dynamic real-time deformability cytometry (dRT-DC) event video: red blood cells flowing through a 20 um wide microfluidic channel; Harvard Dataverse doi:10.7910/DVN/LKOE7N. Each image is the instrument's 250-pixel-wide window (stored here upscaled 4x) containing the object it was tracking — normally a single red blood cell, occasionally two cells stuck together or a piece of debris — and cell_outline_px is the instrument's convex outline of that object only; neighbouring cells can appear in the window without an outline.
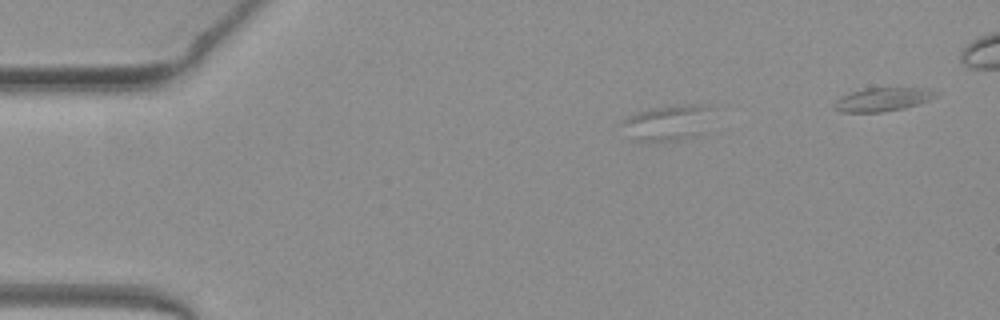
{"species": "common noctule bat (a hibernating species)", "species_latin": "Nyctalus noctula", "temperature_condition": "warm", "stored_images_in_passage": 36, "camera_frame_rate_fps": 3000, "um_per_image_px": 0.085, "animal": {"sex": "female", "body_mass_g": 19.3, "forearm_length_mm": 54.1}, "frame": {"image": 1, "passage_image": 11, "time_ms": 3.333, "image_size_px": [1000, 320], "cell_outline_px": [[708, 108], [692, 132], [676, 140], [632, 140], [620, 124], [620, 120], [636, 112], [652, 108], [672, 104], [708, 104]], "centroid_in_image_um": [56.43, 10.37], "position_along_channel_um": 28.6, "area_um2": 17.05}}
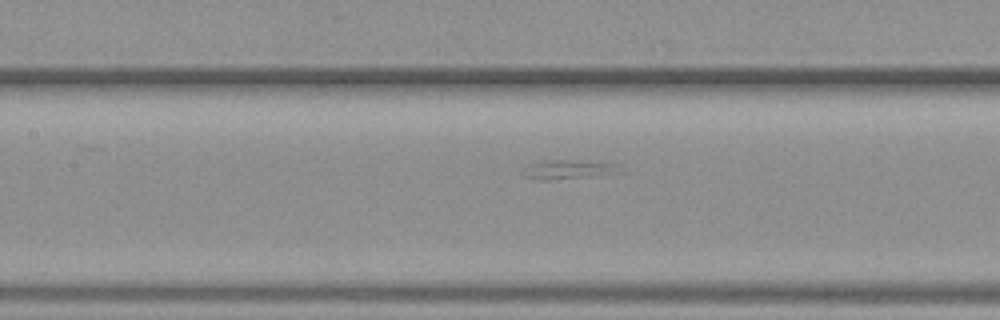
{"frame": {"image": 2, "passage_image": 26, "time_ms": 8.333, "image_size_px": [1000, 320], "cell_outline_px": [[620, 172], [592, 176], [548, 180], [532, 180], [524, 176], [520, 172], [532, 164], [544, 160], [584, 160], [616, 164]], "centroid_in_image_um": [48.23, 14.41], "position_along_channel_um": 159.2, "area_um2": 10.75}}
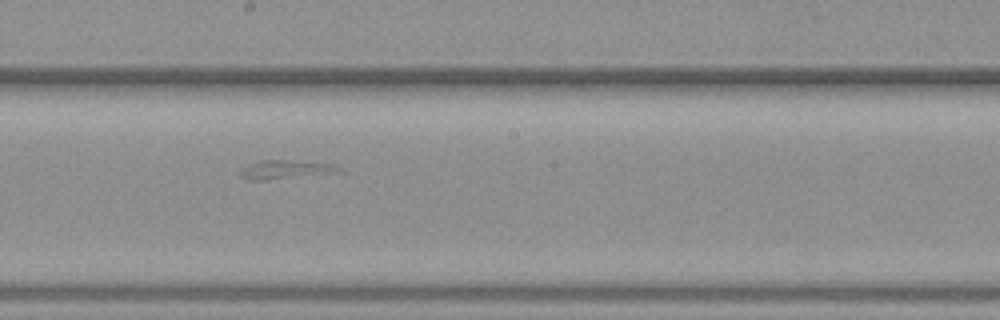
{"frame": {"image": 3, "passage_image": 31, "time_ms": 10.0, "image_size_px": [1000, 320], "cell_outline_px": [[336, 172], [268, 180], [248, 180], [240, 176], [240, 168], [248, 164], [260, 160], [288, 160], [332, 164], [336, 168]], "centroid_in_image_um": [24.08, 14.41], "position_along_channel_um": 224.1, "area_um2": 10.46}}